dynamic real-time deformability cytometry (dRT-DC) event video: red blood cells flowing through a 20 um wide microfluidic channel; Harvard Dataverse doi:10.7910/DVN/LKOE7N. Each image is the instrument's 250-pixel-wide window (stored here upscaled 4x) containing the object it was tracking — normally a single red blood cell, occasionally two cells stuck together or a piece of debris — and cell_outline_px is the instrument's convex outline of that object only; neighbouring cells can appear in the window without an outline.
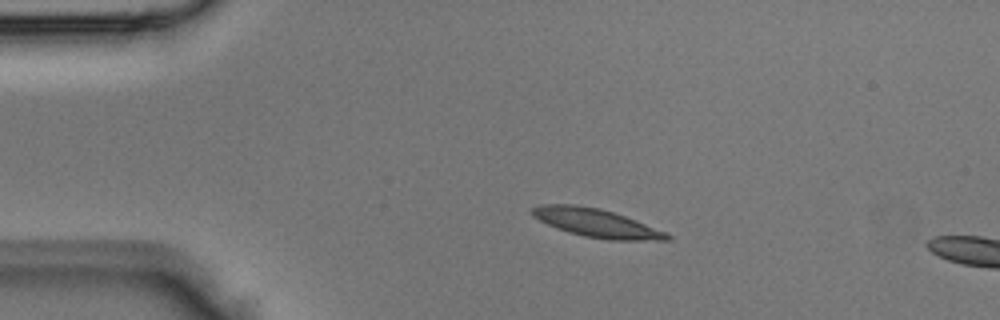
{"species": "Egyptian fruit bat (a non-hibernating species)", "species_latin": "Rousettus aegyptiacus", "temperature_condition": "room temperature", "stored_images_in_passage": 6, "camera_frame_rate_fps": 3000, "um_per_image_px": 0.085, "animal": {"sex": "male"}, "frame": {"image": 1, "passage_image": 1, "time_ms": 0.0, "image_size_px": [1000, 320], "cell_outline_px": [[672, 240], [608, 240], [584, 236], [568, 232], [548, 224], [532, 216], [528, 212], [532, 208], [544, 204], [572, 204], [600, 208], [624, 216], [668, 232], [672, 236]], "centroid_in_image_um": [50.71, 18.96], "position_along_channel_um": 34.3, "area_um2": 22.25}}